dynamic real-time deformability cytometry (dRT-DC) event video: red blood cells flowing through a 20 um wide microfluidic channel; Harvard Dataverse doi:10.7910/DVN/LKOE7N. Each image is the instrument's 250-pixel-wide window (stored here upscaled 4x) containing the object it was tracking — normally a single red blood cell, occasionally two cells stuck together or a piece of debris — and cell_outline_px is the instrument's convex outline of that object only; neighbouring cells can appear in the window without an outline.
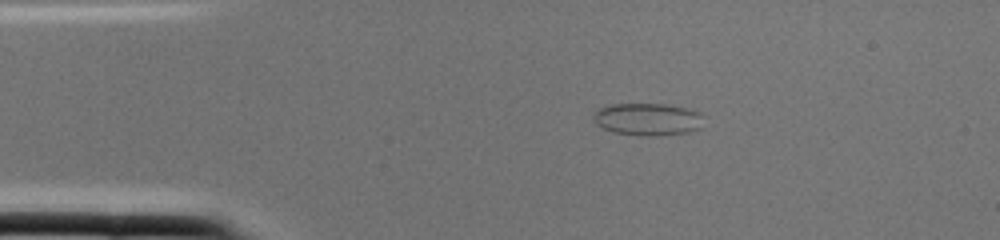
{"species": "common noctule bat (a hibernating species)", "species_latin": "Nyctalus noctula", "temperature_condition": "cold", "stored_images_in_passage": 1, "camera_frame_rate_fps": 3000, "um_per_image_px": 0.085, "animal": {"sex": "female", "body_mass_g": 22.0, "forearm_length_mm": 56.7}, "frame": {"image": 1, "passage_image": 1, "time_ms": 0.0, "image_size_px": [1000, 240], "cell_outline_px": [[700, 128], [688, 132], [656, 136], [640, 136], [612, 132], [596, 124], [592, 116], [592, 112], [600, 108], [612, 104], [668, 104], [688, 108], [700, 112]], "centroid_in_image_um": [55.01, 10.14], "position_along_channel_um": 30.0, "area_um2": 20.87}}